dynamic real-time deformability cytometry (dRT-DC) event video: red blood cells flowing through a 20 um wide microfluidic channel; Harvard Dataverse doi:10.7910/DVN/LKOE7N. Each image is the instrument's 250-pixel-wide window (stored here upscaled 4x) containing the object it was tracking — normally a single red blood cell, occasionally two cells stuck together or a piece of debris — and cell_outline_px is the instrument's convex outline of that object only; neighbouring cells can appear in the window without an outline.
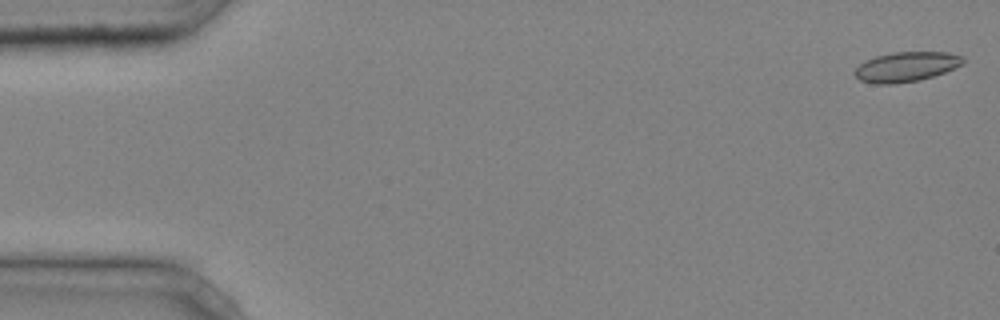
{"species": "common noctule bat (a hibernating species)", "species_latin": "Nyctalus noctula", "temperature_condition": "cold", "stored_images_in_passage": 42, "camera_frame_rate_fps": 3000, "um_per_image_px": 0.085, "animal": {"sex": "male", "body_mass_g": 20.4}, "frame": {"image": 1, "passage_image": 1, "time_ms": 0.0, "image_size_px": [1000, 320], "cell_outline_px": [[964, 64], [944, 72], [920, 80], [896, 84], [876, 84], [860, 80], [852, 72], [864, 60], [876, 56], [892, 52], [948, 52], [964, 56]], "centroid_in_image_um": [77.02, 5.67], "position_along_channel_um": 8.0, "area_um2": 18.96}}
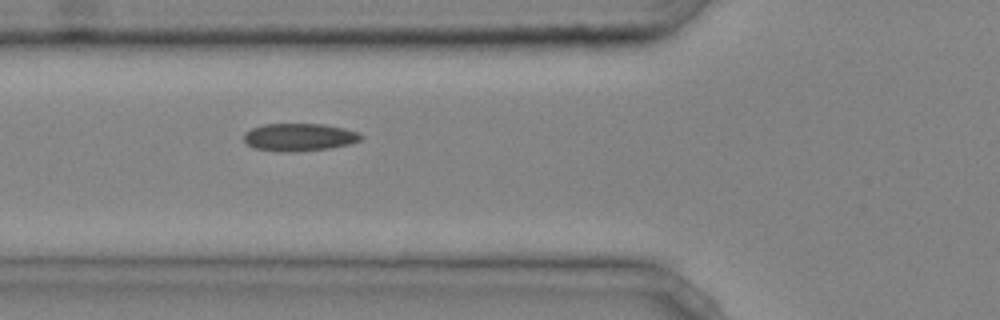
{"frame": {"image": 2, "passage_image": 17, "time_ms": 5.333, "image_size_px": [1000, 320], "cell_outline_px": [[364, 136], [360, 140], [348, 144], [328, 148], [296, 152], [280, 152], [252, 148], [244, 140], [244, 132], [252, 128], [264, 124], [324, 124], [344, 128], [360, 132]], "centroid_in_image_um": [25.43, 11.66], "position_along_channel_um": 100.4, "area_um2": 19.02}}
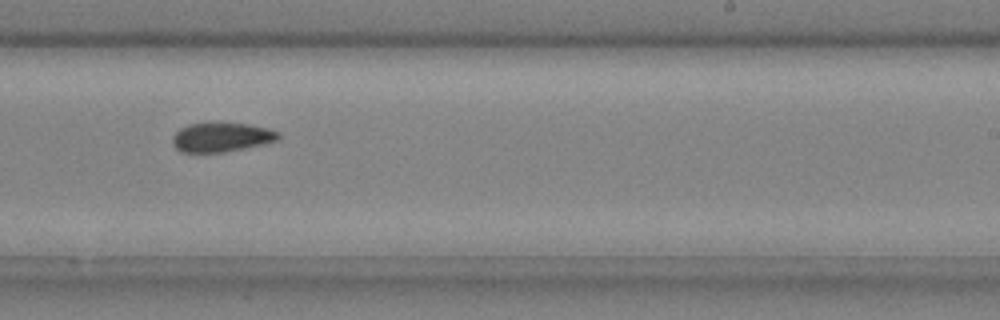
{"frame": {"image": 3, "passage_image": 29, "time_ms": 9.333, "image_size_px": [1000, 320], "cell_outline_px": [[280, 136], [276, 140], [264, 144], [224, 152], [180, 152], [172, 144], [172, 136], [180, 128], [188, 124], [208, 120], [248, 124], [268, 128], [280, 132]], "centroid_in_image_um": [18.79, 11.62], "position_along_channel_um": 270.2, "area_um2": 18.67}, "authors_computed_cell_mechanics": {"area_um2": 18.3515, "velocity_mm_per_s": 4.2449, "shape_relaxation_time_tau1_ms": null, "shape_relaxation_time_tau2_ms": 2.0984, "deformation_change_tau1": null, "deformation_change_tau2": 0.0707}}